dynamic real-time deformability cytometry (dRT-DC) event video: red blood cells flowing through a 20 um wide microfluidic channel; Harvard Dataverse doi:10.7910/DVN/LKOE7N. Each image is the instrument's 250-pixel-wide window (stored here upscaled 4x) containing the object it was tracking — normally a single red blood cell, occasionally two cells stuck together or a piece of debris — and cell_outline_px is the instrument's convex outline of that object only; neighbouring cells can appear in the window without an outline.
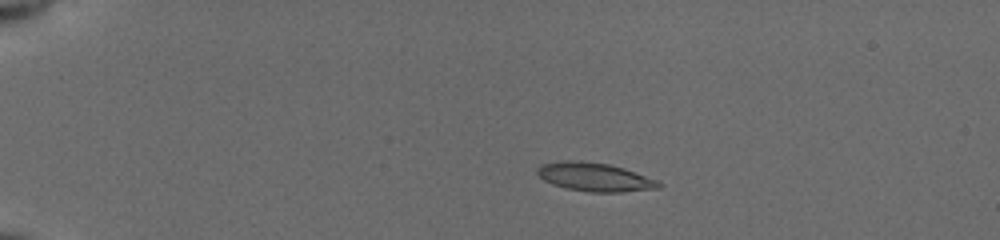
{"species": "common noctule bat (a hibernating species)", "species_latin": "Nyctalus noctula", "temperature_condition": "cold", "stored_images_in_passage": 43, "camera_frame_rate_fps": 3000, "um_per_image_px": 0.085, "animal": {"sex": "female", "body_mass_g": 19.5, "forearm_length_mm": 54.1}, "frame": {"image": 1, "passage_image": 1, "time_ms": 0.0, "image_size_px": [1000, 240], "cell_outline_px": [[664, 184], [660, 188], [620, 192], [592, 192], [564, 188], [552, 184], [544, 180], [536, 172], [536, 168], [540, 164], [560, 160], [580, 160], [608, 164], [624, 168], [656, 180]], "centroid_in_image_um": [50.51, 15.04], "position_along_channel_um": 34.5, "area_um2": 20.35}}
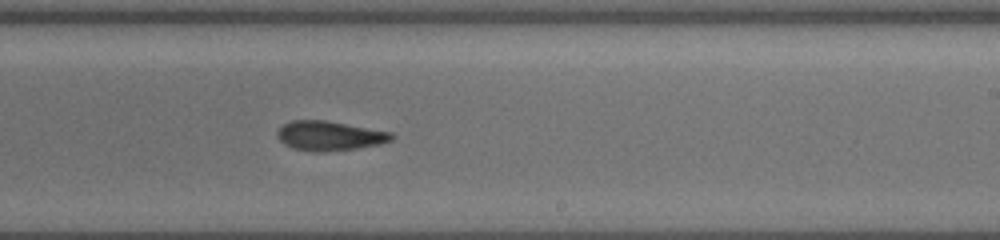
{"frame": {"image": 2, "passage_image": 24, "time_ms": 7.667, "image_size_px": [1000, 240], "cell_outline_px": [[396, 136], [392, 140], [380, 144], [356, 148], [320, 152], [312, 152], [292, 148], [284, 144], [276, 136], [276, 132], [284, 124], [292, 120], [324, 120], [392, 132]], "centroid_in_image_um": [28.0, 11.54], "position_along_channel_um": 261.0, "area_um2": 19.65}}
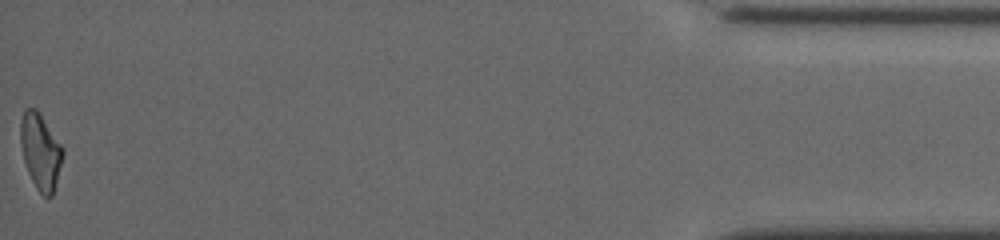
{"frame": {"image": 3, "passage_image": 43, "time_ms": 14.0, "image_size_px": [1000, 240], "cell_outline_px": [[64, 152], [52, 196], [48, 200], [36, 188], [28, 172], [24, 160], [20, 144], [20, 124], [24, 108], [36, 108], [64, 148]], "centroid_in_image_um": [3.43, 12.86], "position_along_channel_um": 431.8, "area_um2": 18.61}, "authors_computed_cell_mechanics": {"area_um2": 19.5364, "velocity_mm_per_s": 3.946, "shape_relaxation_time_tau1_ms": 5.2578, "shape_relaxation_time_tau2_ms": 4.4222, "deformation_change_tau1": 0.1534, "deformation_change_tau2": 0.1223}}